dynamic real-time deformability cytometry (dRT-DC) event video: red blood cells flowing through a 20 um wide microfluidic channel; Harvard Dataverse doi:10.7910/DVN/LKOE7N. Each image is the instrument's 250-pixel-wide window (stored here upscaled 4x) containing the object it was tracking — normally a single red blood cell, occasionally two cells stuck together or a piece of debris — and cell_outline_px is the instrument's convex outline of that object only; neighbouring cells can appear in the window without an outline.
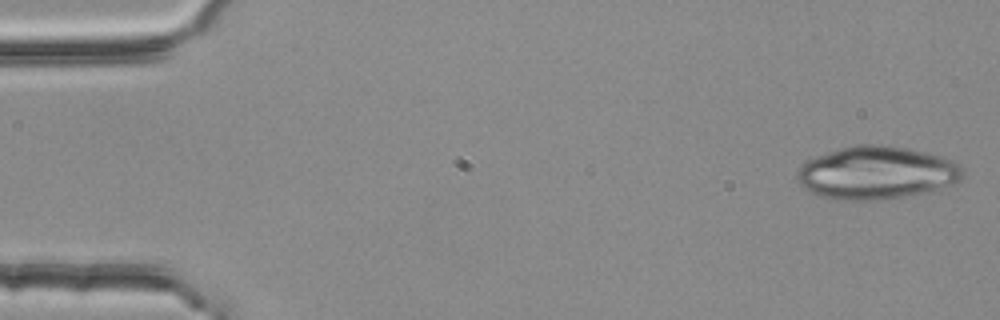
{"species": "common noctule bat (a hibernating species)", "species_latin": "Nyctalus noctula", "temperature_condition": "room temperature", "stored_images_in_passage": 52, "camera_frame_rate_fps": 3000, "um_per_image_px": 0.085, "animal": {"sex": "female", "body_mass_g": 25.1}, "frame": {"image": 1, "passage_image": 1, "time_ms": 0.0, "image_size_px": [1000, 320], "cell_outline_px": [[964, 176], [956, 184], [904, 196], [876, 200], [836, 200], [820, 196], [812, 192], [800, 184], [796, 180], [796, 172], [808, 160], [816, 156], [840, 148], [856, 144], [880, 144], [908, 148], [940, 156], [952, 160], [960, 164], [964, 168]], "centroid_in_image_um": [74.52, 14.68], "position_along_channel_um": 10.5, "area_um2": 51.04}}
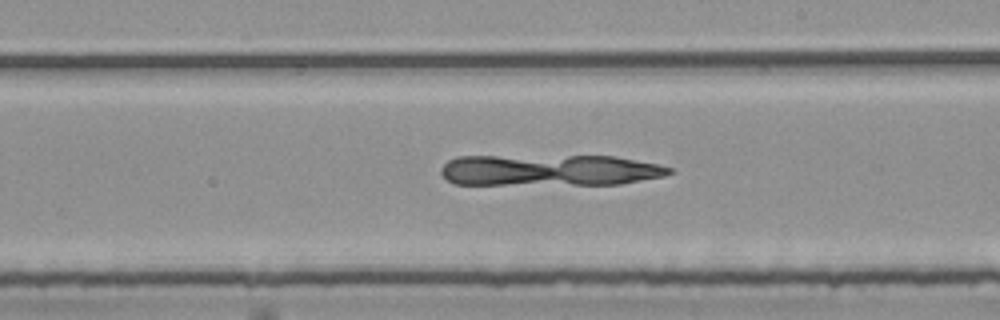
{"frame": {"image": 2, "passage_image": 30, "time_ms": 9.667, "image_size_px": [1000, 320], "cell_outline_px": [[672, 172], [664, 176], [620, 184], [456, 184], [448, 180], [440, 172], [440, 168], [448, 160], [456, 156], [616, 156], [656, 164], [672, 168]], "centroid_in_image_um": [46.69, 14.46], "position_along_channel_um": 242.3, "area_um2": 41.62}}
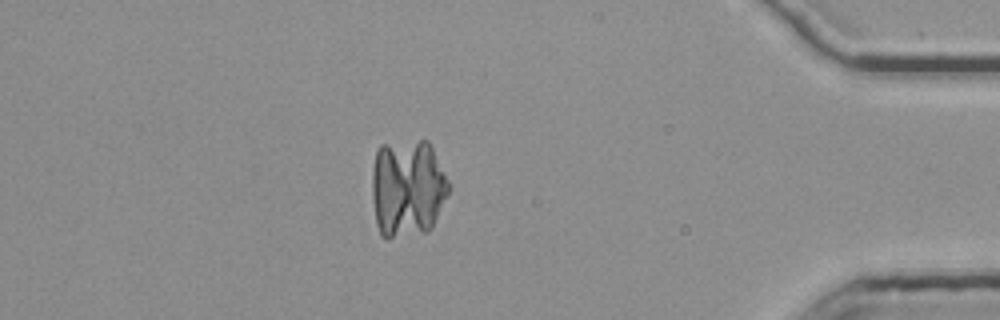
{"frame": {"image": 3, "passage_image": 46, "time_ms": 15.0, "image_size_px": [1000, 320], "cell_outline_px": [[448, 192], [432, 228], [428, 232], [388, 240], [384, 240], [380, 236], [376, 224], [372, 200], [372, 168], [376, 148], [380, 144], [420, 140], [428, 140], [448, 180]], "centroid_in_image_um": [34.59, 16.03], "position_along_channel_um": 400.6, "area_um2": 44.68}}